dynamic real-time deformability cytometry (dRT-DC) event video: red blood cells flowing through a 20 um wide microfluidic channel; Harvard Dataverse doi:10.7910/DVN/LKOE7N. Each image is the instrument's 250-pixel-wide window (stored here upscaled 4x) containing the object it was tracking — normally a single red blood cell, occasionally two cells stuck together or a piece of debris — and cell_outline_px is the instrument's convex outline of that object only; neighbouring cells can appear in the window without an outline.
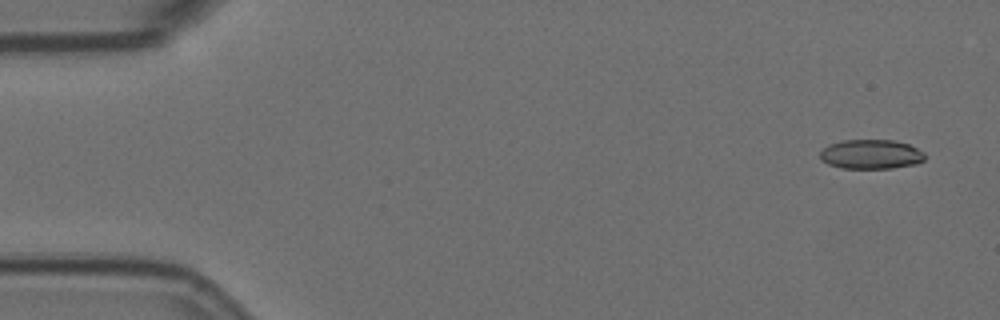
{"species": "Egyptian fruit bat (a non-hibernating species)", "species_latin": "Rousettus aegyptiacus", "temperature_condition": "room temperature", "stored_images_in_passage": 5, "camera_frame_rate_fps": 3000, "um_per_image_px": 0.085, "animal": {"sex": "female"}, "frame": {"image": 1, "passage_image": 1, "time_ms": 0.0, "image_size_px": [1000, 320], "cell_outline_px": [[924, 160], [916, 164], [892, 168], [840, 168], [828, 164], [820, 160], [820, 152], [828, 144], [844, 140], [896, 140], [908, 144], [924, 152]], "centroid_in_image_um": [74.02, 13.11], "position_along_channel_um": 11.0, "area_um2": 18.03}}
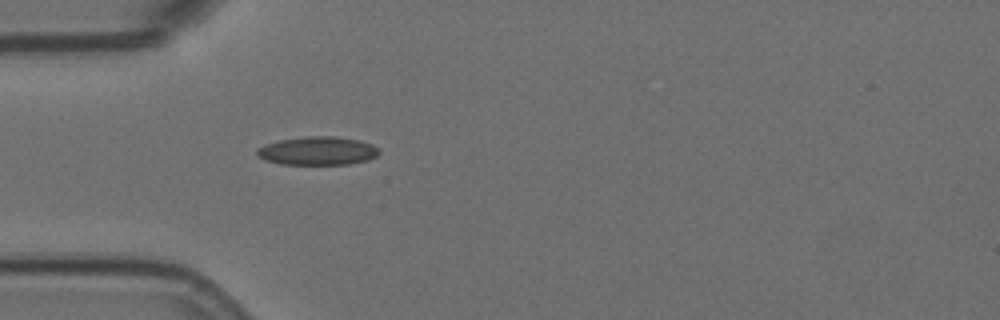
{"frame": {"image": 2, "passage_image": 5, "time_ms": 1.333, "image_size_px": [1000, 320], "cell_outline_px": [[380, 152], [376, 156], [368, 160], [348, 164], [280, 164], [264, 160], [256, 156], [256, 148], [264, 144], [280, 140], [308, 136], [336, 136], [360, 140], [372, 144]], "centroid_in_image_um": [26.96, 12.82], "position_along_channel_um": 58.0, "area_um2": 20.35}}